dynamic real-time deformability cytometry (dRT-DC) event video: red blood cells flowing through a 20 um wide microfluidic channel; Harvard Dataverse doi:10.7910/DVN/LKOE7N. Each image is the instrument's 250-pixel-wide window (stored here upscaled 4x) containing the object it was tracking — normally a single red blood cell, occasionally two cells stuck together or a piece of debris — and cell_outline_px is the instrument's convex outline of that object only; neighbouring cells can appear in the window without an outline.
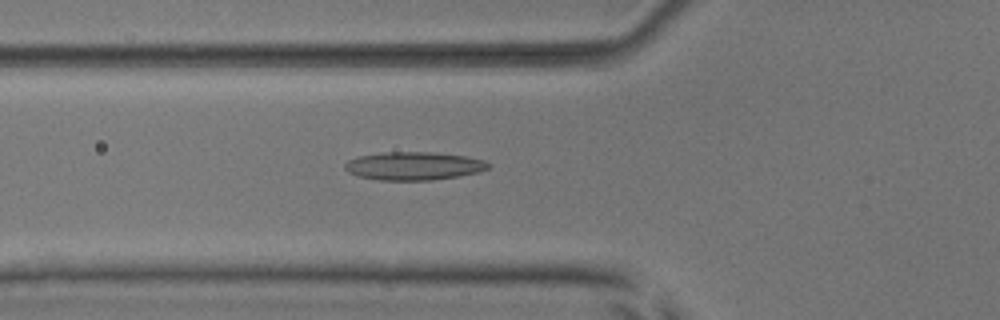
{"species": "common noctule bat (a hibernating species)", "species_latin": "Nyctalus noctula", "temperature_condition": "room temperature", "stored_images_in_passage": 49, "camera_frame_rate_fps": 3000, "um_per_image_px": 0.085, "animal": {"sex": "male", "body_mass_g": 17.9, "forearm_length_mm": 54.2}, "frame": {"image": 1, "passage_image": 15, "time_ms": 4.667, "image_size_px": [1000, 320], "cell_outline_px": [[492, 164], [488, 168], [480, 172], [432, 180], [380, 180], [356, 176], [348, 172], [344, 168], [344, 164], [348, 160], [360, 156], [384, 152], [432, 152], [464, 156], [484, 160]], "centroid_in_image_um": [35.16, 14.11], "position_along_channel_um": 90.6, "area_um2": 23.52}}
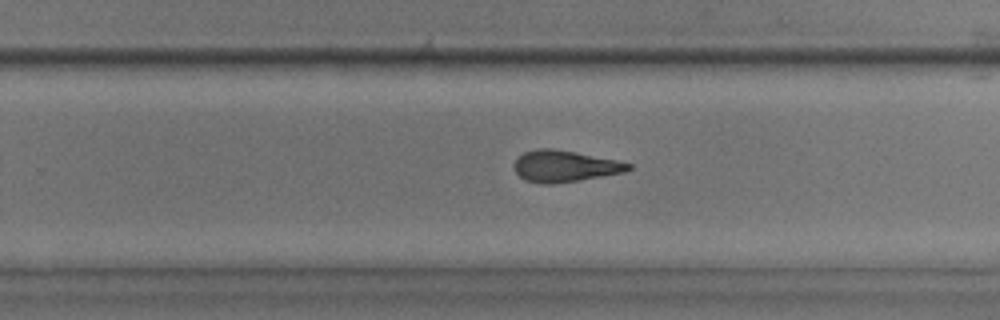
{"frame": {"image": 2, "passage_image": 30, "time_ms": 9.667, "image_size_px": [1000, 320], "cell_outline_px": [[632, 168], [624, 172], [552, 184], [540, 184], [524, 180], [516, 172], [512, 164], [524, 152], [536, 148], [552, 148], [576, 152], [616, 160], [632, 164]], "centroid_in_image_um": [47.95, 14.12], "position_along_channel_um": 281.8, "area_um2": 20.81}}
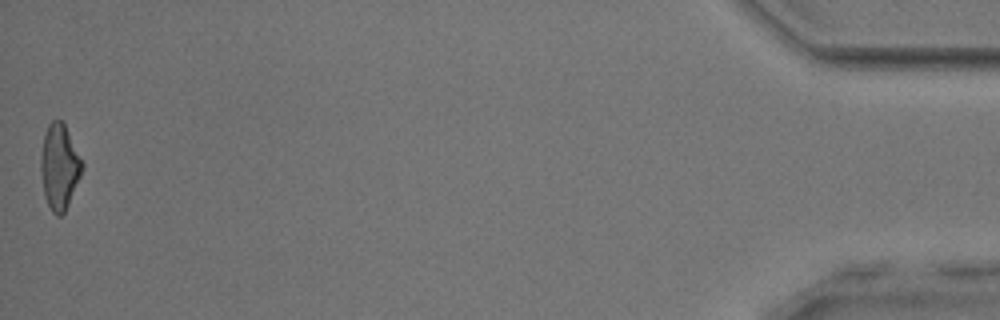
{"frame": {"image": 3, "passage_image": 49, "time_ms": 16.0, "image_size_px": [1000, 320], "cell_outline_px": [[84, 168], [68, 204], [64, 212], [60, 216], [56, 216], [52, 212], [44, 196], [40, 168], [40, 156], [44, 132], [48, 124], [52, 120], [60, 120], [64, 124], [84, 164]], "centroid_in_image_um": [5.03, 14.17], "position_along_channel_um": 430.2, "area_um2": 20.52}, "authors_computed_cell_mechanics": {"area_um2": 21.5594, "velocity_mm_per_s": 3.8272, "shape_relaxation_time_tau1_ms": 10.7557, "shape_relaxation_time_tau2_ms": 2.8293, "deformation_change_tau1": 0.249, "deformation_change_tau2": 0.1269}}